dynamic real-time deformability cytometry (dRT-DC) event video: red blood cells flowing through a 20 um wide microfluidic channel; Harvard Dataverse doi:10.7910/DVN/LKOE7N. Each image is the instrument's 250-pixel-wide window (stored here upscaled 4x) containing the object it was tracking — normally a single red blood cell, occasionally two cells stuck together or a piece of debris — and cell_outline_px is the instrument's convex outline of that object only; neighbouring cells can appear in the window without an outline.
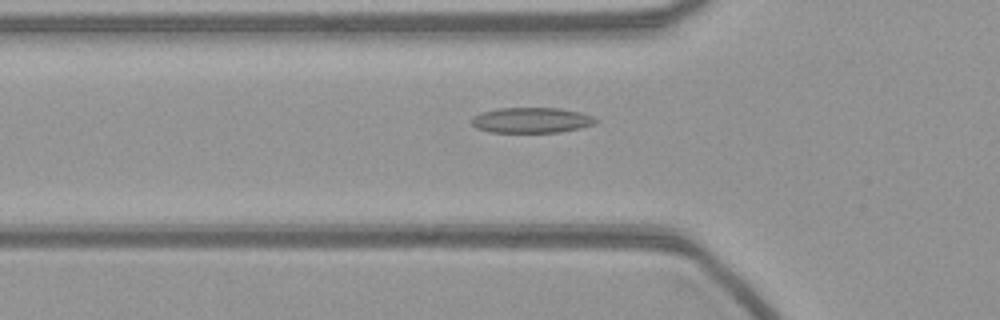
{"species": "common noctule bat (a hibernating species)", "species_latin": "Nyctalus noctula", "temperature_condition": "warm", "stored_images_in_passage": 55, "camera_frame_rate_fps": 3000, "um_per_image_px": 0.085, "animal": {"sex": "female", "body_mass_g": 21.9}, "frame": {"image": 1, "passage_image": 18, "time_ms": 5.667, "image_size_px": [1000, 320], "cell_outline_px": [[600, 120], [596, 124], [580, 128], [560, 132], [488, 132], [476, 128], [472, 124], [472, 120], [480, 112], [500, 108], [560, 108], [580, 112], [592, 116]], "centroid_in_image_um": [45.22, 10.22], "position_along_channel_um": 80.6, "area_um2": 18.44}}
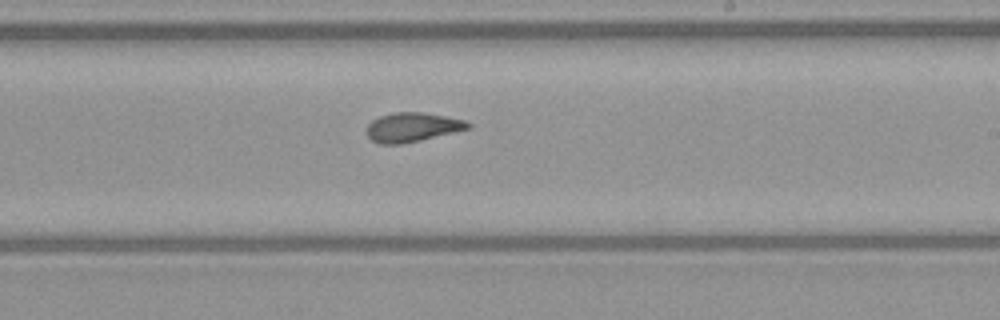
{"frame": {"image": 2, "passage_image": 32, "time_ms": 10.333, "image_size_px": [1000, 320], "cell_outline_px": [[472, 128], [420, 140], [400, 144], [380, 144], [372, 140], [368, 136], [368, 124], [372, 120], [380, 116], [396, 112], [420, 112], [444, 116], [464, 120], [472, 124]], "centroid_in_image_um": [35.07, 10.81], "position_along_channel_um": 253.9, "area_um2": 17.05}}
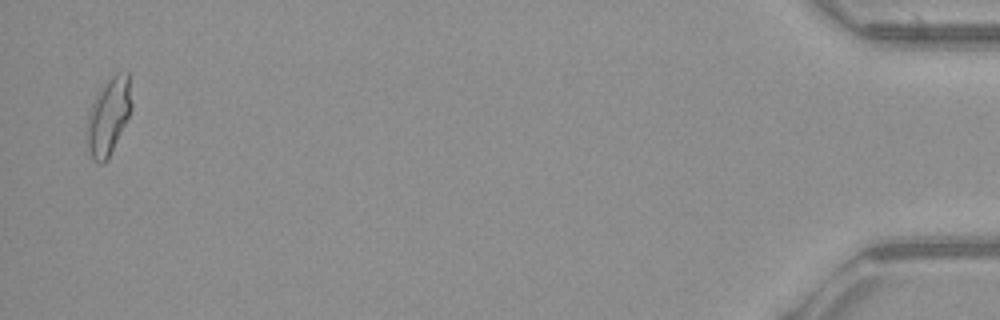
{"frame": {"image": 3, "passage_image": 54, "time_ms": 17.667, "image_size_px": [1000, 320], "cell_outline_px": [[132, 104], [128, 116], [104, 164], [100, 164], [92, 160], [88, 148], [88, 112], [96, 92], [104, 80], [116, 72], [128, 72]], "centroid_in_image_um": [9.21, 9.79], "position_along_channel_um": 426.0, "area_um2": 19.77}}